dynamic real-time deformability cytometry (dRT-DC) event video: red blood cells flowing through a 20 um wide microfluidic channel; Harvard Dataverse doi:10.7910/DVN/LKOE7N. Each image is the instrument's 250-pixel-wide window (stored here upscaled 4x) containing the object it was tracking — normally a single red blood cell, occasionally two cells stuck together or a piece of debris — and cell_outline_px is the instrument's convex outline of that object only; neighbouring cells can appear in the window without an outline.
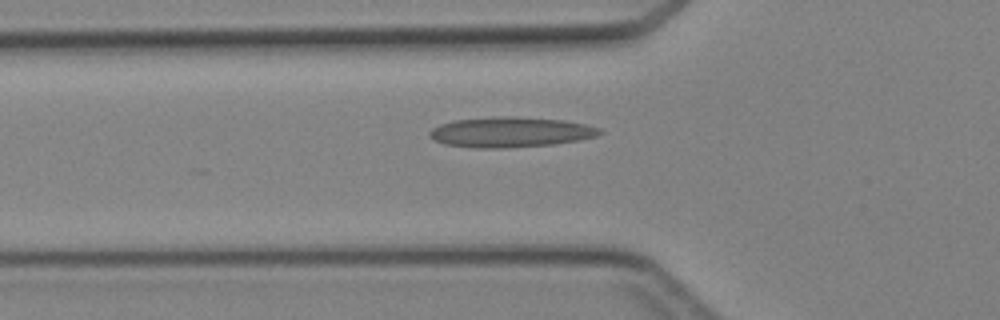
{"species": "Egyptian fruit bat (a non-hibernating species)", "species_latin": "Rousettus aegyptiacus", "temperature_condition": "cold", "stored_images_in_passage": 23, "camera_frame_rate_fps": 3000, "um_per_image_px": 0.085, "animal": {"sex": "female"}, "frame": {"image": 1, "passage_image": 2, "time_ms": 0.333, "image_size_px": [1000, 320], "cell_outline_px": [[604, 132], [596, 136], [576, 140], [552, 144], [504, 148], [476, 148], [444, 144], [432, 140], [428, 136], [428, 132], [432, 128], [440, 124], [456, 120], [504, 116], [516, 116], [564, 120], [584, 124], [600, 128]], "centroid_in_image_um": [43.35, 11.23], "position_along_channel_um": 82.4, "area_um2": 29.94}}
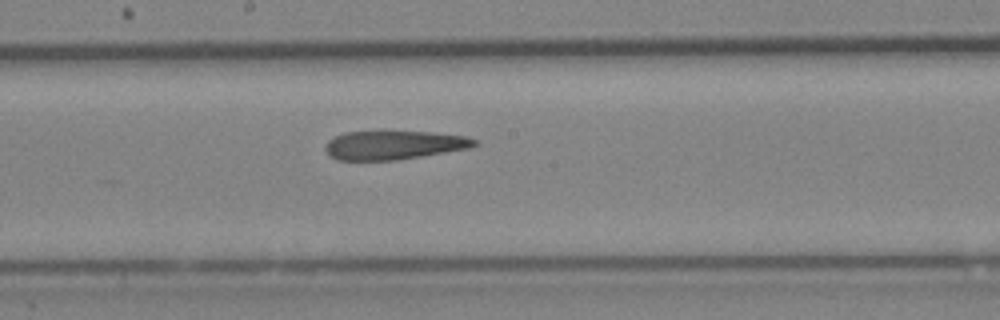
{"frame": {"image": 2, "passage_image": 11, "time_ms": 3.333, "image_size_px": [1000, 320], "cell_outline_px": [[480, 144], [468, 148], [396, 160], [336, 160], [328, 156], [324, 148], [324, 144], [328, 140], [344, 132], [432, 132], [468, 136], [476, 140]], "centroid_in_image_um": [33.44, 12.33], "position_along_channel_um": 214.8, "area_um2": 24.97}}
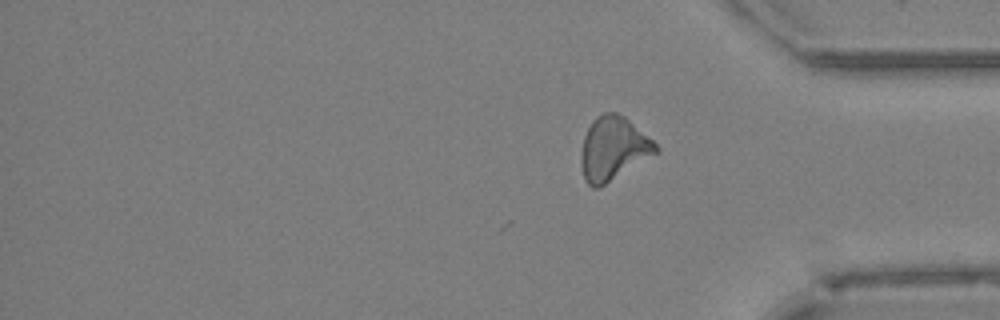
{"frame": {"image": 3, "passage_image": 23, "time_ms": 7.333, "image_size_px": [1000, 320], "cell_outline_px": [[660, 152], [600, 188], [592, 188], [584, 180], [580, 164], [580, 152], [584, 136], [592, 120], [596, 116], [604, 112], [616, 112], [624, 116], [652, 140], [660, 148]], "centroid_in_image_um": [52.11, 12.66], "position_along_channel_um": 383.1, "area_um2": 28.09}}